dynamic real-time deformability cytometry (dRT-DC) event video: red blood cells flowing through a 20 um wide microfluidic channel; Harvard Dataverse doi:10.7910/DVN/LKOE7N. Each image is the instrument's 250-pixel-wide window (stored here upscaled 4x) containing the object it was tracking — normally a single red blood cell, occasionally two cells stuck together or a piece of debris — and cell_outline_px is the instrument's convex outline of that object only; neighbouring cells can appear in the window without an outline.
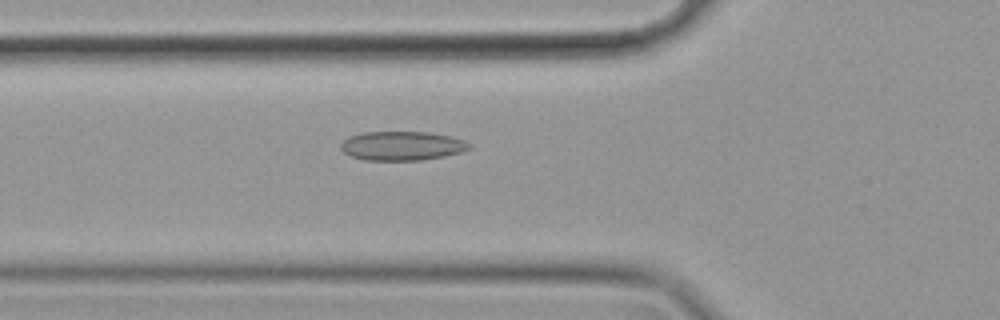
{"species": "common noctule bat (a hibernating species)", "species_latin": "Nyctalus noctula", "temperature_condition": "cold", "stored_images_in_passage": 44, "camera_frame_rate_fps": 3000, "um_per_image_px": 0.085, "animal": {"sex": "female", "body_mass_g": 19.9}, "frame": {"image": 1, "passage_image": 7, "time_ms": 2.0, "image_size_px": [1000, 320], "cell_outline_px": [[472, 148], [460, 152], [444, 156], [420, 160], [364, 160], [352, 156], [344, 152], [340, 148], [340, 144], [348, 136], [360, 132], [428, 132], [452, 136], [464, 140], [472, 144]], "centroid_in_image_um": [34.18, 12.39], "position_along_channel_um": 91.6, "area_um2": 21.91}}
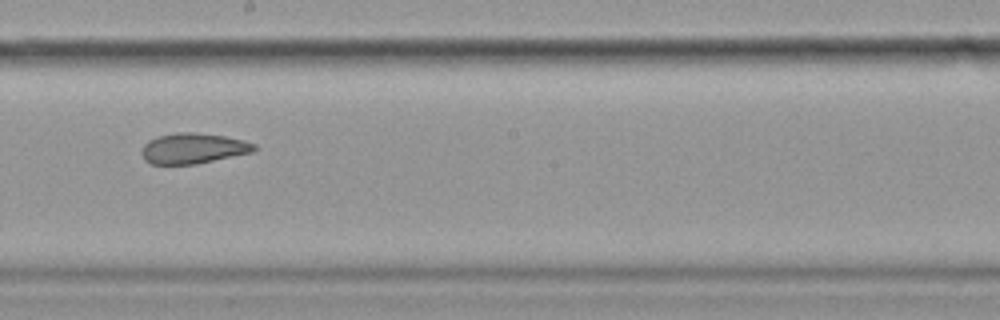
{"frame": {"image": 2, "passage_image": 19, "time_ms": 6.0, "image_size_px": [1000, 320], "cell_outline_px": [[256, 148], [252, 152], [196, 164], [152, 164], [144, 160], [144, 144], [148, 140], [156, 136], [176, 132], [196, 132], [224, 136], [244, 140], [256, 144]], "centroid_in_image_um": [16.43, 12.6], "position_along_channel_um": 231.8, "area_um2": 19.88}}
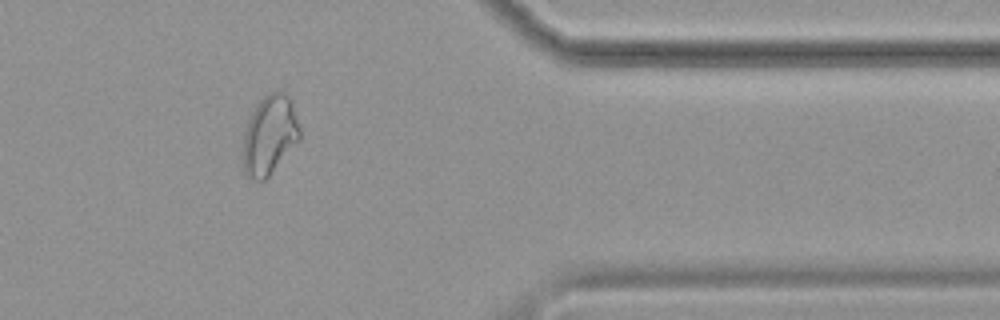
{"frame": {"image": 3, "passage_image": 34, "time_ms": 11.0, "image_size_px": [1000, 320], "cell_outline_px": [[300, 140], [268, 176], [264, 180], [256, 180], [248, 176], [244, 172], [244, 136], [248, 120], [256, 104], [268, 92], [284, 92], [292, 100], [300, 128]], "centroid_in_image_um": [22.94, 11.45], "position_along_channel_um": 388.5, "area_um2": 25.95}, "authors_computed_cell_mechanics": {"area_um2": 21.5883, "velocity_mm_per_s": 3.5021, "shape_relaxation_time_tau1_ms": null, "shape_relaxation_time_tau2_ms": 7.2352, "deformation_change_tau1": null, "deformation_change_tau2": 0.1169}}